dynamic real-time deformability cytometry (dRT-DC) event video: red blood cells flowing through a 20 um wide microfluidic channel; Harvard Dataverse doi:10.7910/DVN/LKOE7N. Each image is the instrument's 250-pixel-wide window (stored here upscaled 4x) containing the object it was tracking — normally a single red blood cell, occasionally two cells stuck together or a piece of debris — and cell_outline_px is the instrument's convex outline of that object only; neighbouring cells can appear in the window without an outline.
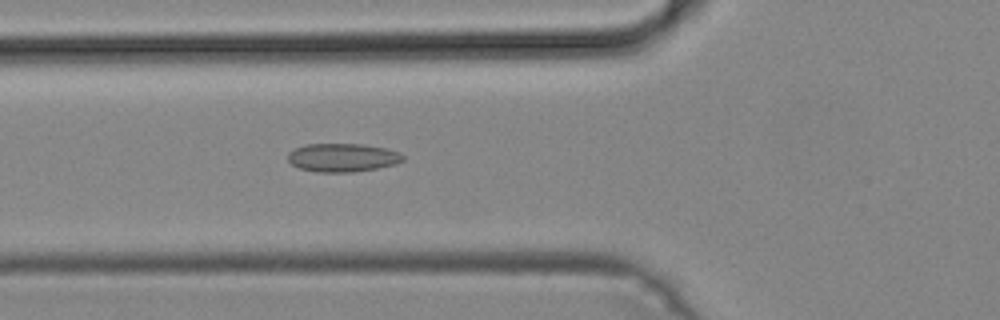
{"species": "common noctule bat (a hibernating species)", "species_latin": "Nyctalus noctula", "temperature_condition": "cold", "stored_images_in_passage": 48, "camera_frame_rate_fps": 3000, "um_per_image_px": 0.085, "animal": {"sex": "male", "body_mass_g": 19.2, "forearm_length_mm": 51.8}, "frame": {"image": 1, "passage_image": 17, "time_ms": 5.333, "image_size_px": [1000, 320], "cell_outline_px": [[404, 160], [396, 164], [376, 168], [352, 172], [316, 172], [300, 168], [292, 164], [288, 160], [288, 152], [304, 144], [364, 144], [384, 148], [400, 152], [404, 156]], "centroid_in_image_um": [29.12, 13.39], "position_along_channel_um": 96.7, "area_um2": 19.07}}
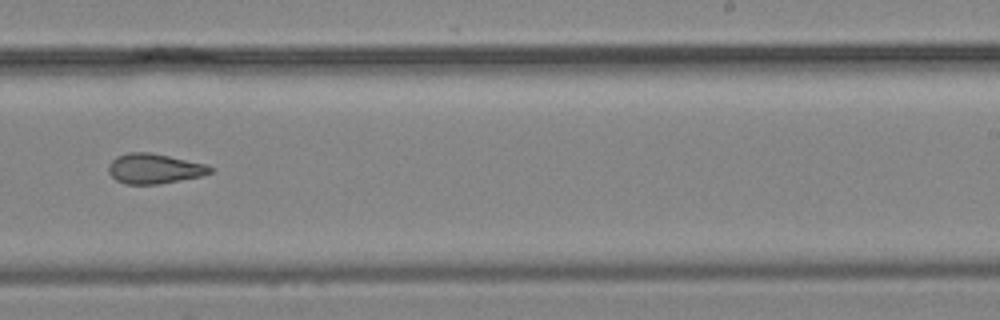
{"frame": {"image": 2, "passage_image": 30, "time_ms": 9.667, "image_size_px": [1000, 320], "cell_outline_px": [[216, 172], [200, 176], [160, 184], [124, 184], [116, 180], [108, 172], [108, 164], [116, 156], [128, 152], [148, 152], [208, 164], [216, 168]], "centroid_in_image_um": [13.15, 14.33], "position_along_channel_um": 275.8, "area_um2": 18.03}}
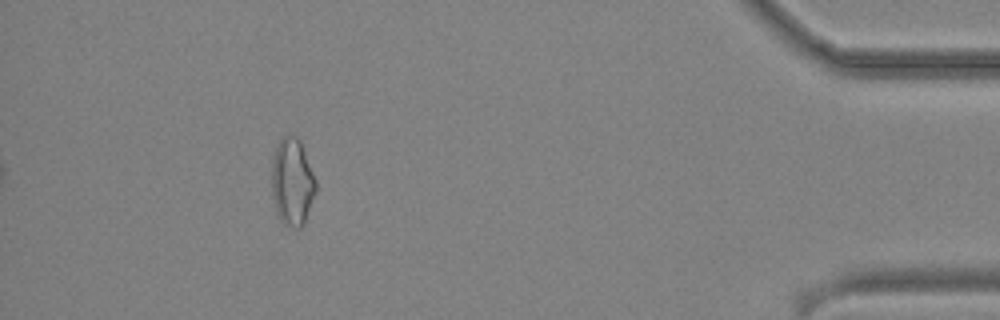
{"frame": {"image": 3, "passage_image": 44, "time_ms": 14.333, "image_size_px": [1000, 320], "cell_outline_px": [[316, 192], [304, 224], [300, 228], [296, 228], [284, 224], [280, 220], [276, 212], [272, 192], [272, 160], [276, 148], [280, 140], [288, 132], [296, 136], [300, 140], [316, 180]], "centroid_in_image_um": [24.85, 15.46], "position_along_channel_um": 410.4, "area_um2": 22.54}}